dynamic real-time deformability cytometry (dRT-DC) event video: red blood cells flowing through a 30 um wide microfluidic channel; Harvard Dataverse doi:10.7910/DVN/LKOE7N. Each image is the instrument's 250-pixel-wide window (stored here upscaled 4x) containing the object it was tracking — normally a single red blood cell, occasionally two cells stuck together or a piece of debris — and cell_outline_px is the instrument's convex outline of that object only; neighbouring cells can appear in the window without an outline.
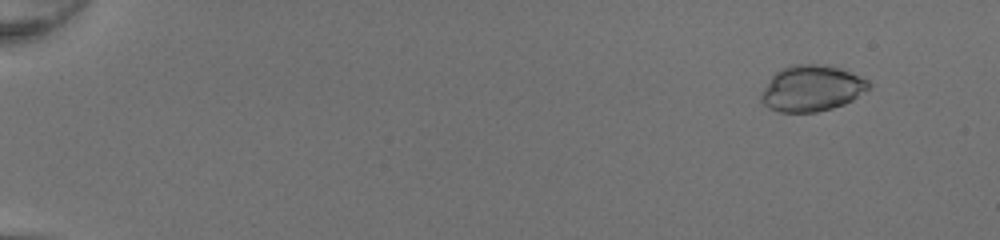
{"species": "common noctule bat (a hibernating species)", "species_latin": "Nyctalus noctula", "temperature_condition": "room temperature", "stored_images_in_passage": 52, "camera_frame_rate_fps": 3000, "um_per_image_px": 0.085, "animal": {"sex": "female", "body_mass_g": 20.0, "forearm_length_mm": 54.0}, "frame": {"image": 1, "passage_image": 6, "time_ms": 1.667, "image_size_px": [1000, 240], "cell_outline_px": [[872, 84], [868, 88], [852, 100], [844, 104], [832, 108], [816, 112], [780, 112], [768, 108], [760, 100], [760, 92], [772, 76], [776, 72], [792, 64], [828, 64], [868, 80]], "centroid_in_image_um": [68.96, 7.51], "position_along_channel_um": 16.0, "area_um2": 28.73}}
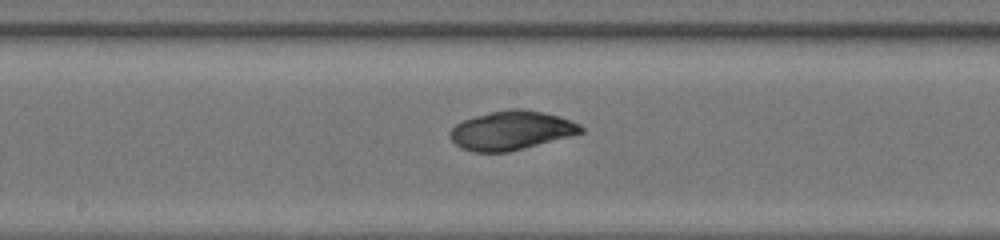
{"frame": {"image": 2, "passage_image": 31, "time_ms": 10.0, "image_size_px": [1000, 240], "cell_outline_px": [[584, 132], [508, 152], [472, 152], [460, 148], [448, 136], [448, 132], [456, 124], [464, 120], [476, 116], [508, 108], [520, 108], [560, 116], [580, 124], [584, 128]], "centroid_in_image_um": [43.43, 11.09], "position_along_channel_um": 204.8, "area_um2": 29.54}}
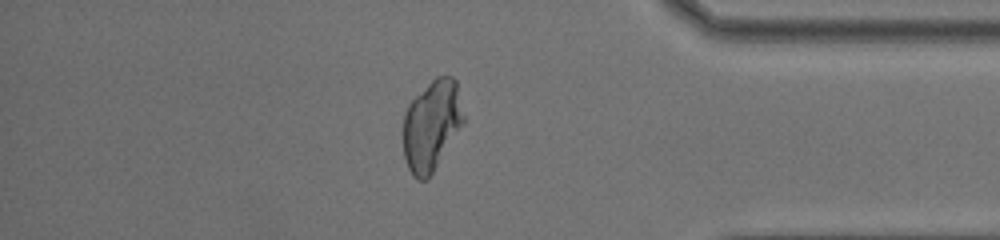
{"frame": {"image": 3, "passage_image": 46, "time_ms": 15.0, "image_size_px": [1000, 240], "cell_outline_px": [[464, 120], [428, 180], [416, 180], [412, 176], [408, 168], [404, 156], [404, 116], [408, 104], [436, 76], [452, 76], [456, 80], [464, 116]], "centroid_in_image_um": [36.67, 10.67], "position_along_channel_um": 398.5, "area_um2": 31.33}, "authors_computed_cell_mechanics": {"area_um2": 29.4202, "velocity_mm_per_s": 4.2505, "shape_relaxation_time_tau1_ms": null, "shape_relaxation_time_tau2_ms": 1.7953, "deformation_change_tau1": null, "deformation_change_tau2": 0.0367}}